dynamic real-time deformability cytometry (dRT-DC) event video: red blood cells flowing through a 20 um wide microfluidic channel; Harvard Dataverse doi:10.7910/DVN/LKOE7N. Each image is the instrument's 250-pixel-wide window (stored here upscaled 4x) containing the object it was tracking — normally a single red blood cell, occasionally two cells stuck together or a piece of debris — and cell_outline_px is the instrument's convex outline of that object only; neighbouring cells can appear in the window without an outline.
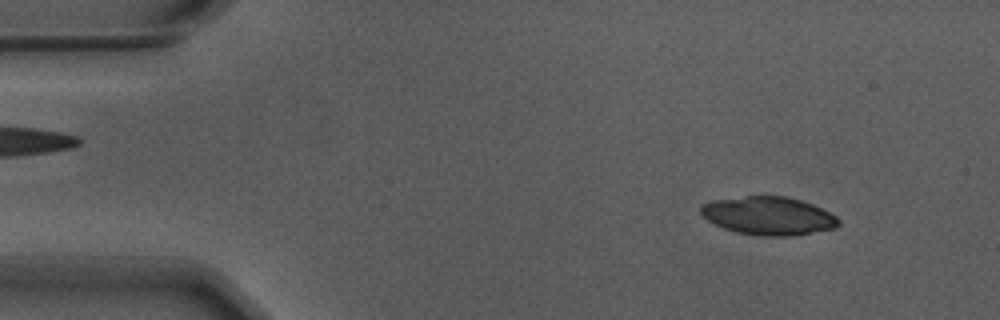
{"species": "Egyptian fruit bat (a non-hibernating species)", "species_latin": "Rousettus aegyptiacus", "temperature_condition": "warm", "stored_images_in_passage": 56, "camera_frame_rate_fps": 3000, "um_per_image_px": 0.085, "animal": {"sex": "male"}, "frame": {"image": 1, "passage_image": 6, "time_ms": 1.667, "image_size_px": [1000, 320], "cell_outline_px": [[840, 224], [836, 228], [792, 236], [764, 236], [736, 232], [724, 228], [708, 220], [700, 212], [700, 208], [704, 204], [712, 200], [748, 196], [788, 196], [812, 204], [836, 216], [840, 220]], "centroid_in_image_um": [65.34, 18.35], "position_along_channel_um": 19.7, "area_um2": 30.52}}
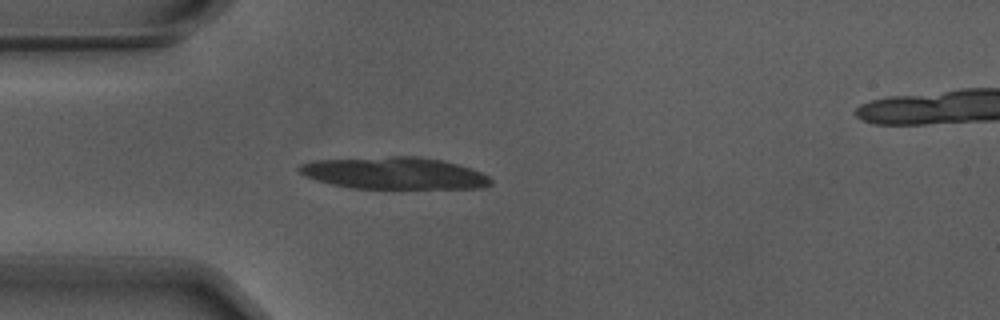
{"frame": {"image": 2, "passage_image": 15, "time_ms": 4.667, "image_size_px": [1000, 320], "cell_outline_px": [[492, 184], [484, 188], [352, 188], [332, 184], [316, 180], [304, 176], [296, 168], [300, 164], [312, 160], [392, 156], [416, 156], [440, 160], [456, 164], [480, 172], [488, 176], [492, 180]], "centroid_in_image_um": [33.47, 14.72], "position_along_channel_um": 51.5, "area_um2": 35.66}}